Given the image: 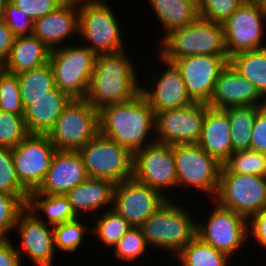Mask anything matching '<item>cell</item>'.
<instances>
[{"label":"cell","instance_id":"8","mask_svg":"<svg viewBox=\"0 0 266 266\" xmlns=\"http://www.w3.org/2000/svg\"><path fill=\"white\" fill-rule=\"evenodd\" d=\"M177 173V187H193L215 198L222 164L197 144L172 145ZM204 191V192H203Z\"/></svg>","mask_w":266,"mask_h":266},{"label":"cell","instance_id":"21","mask_svg":"<svg viewBox=\"0 0 266 266\" xmlns=\"http://www.w3.org/2000/svg\"><path fill=\"white\" fill-rule=\"evenodd\" d=\"M87 178L79 151L57 150L43 182L35 191L47 195H65Z\"/></svg>","mask_w":266,"mask_h":266},{"label":"cell","instance_id":"39","mask_svg":"<svg viewBox=\"0 0 266 266\" xmlns=\"http://www.w3.org/2000/svg\"><path fill=\"white\" fill-rule=\"evenodd\" d=\"M29 195H12L0 191V233L8 237L19 213L27 206Z\"/></svg>","mask_w":266,"mask_h":266},{"label":"cell","instance_id":"43","mask_svg":"<svg viewBox=\"0 0 266 266\" xmlns=\"http://www.w3.org/2000/svg\"><path fill=\"white\" fill-rule=\"evenodd\" d=\"M35 21L58 8L65 0H9Z\"/></svg>","mask_w":266,"mask_h":266},{"label":"cell","instance_id":"38","mask_svg":"<svg viewBox=\"0 0 266 266\" xmlns=\"http://www.w3.org/2000/svg\"><path fill=\"white\" fill-rule=\"evenodd\" d=\"M148 244L143 236L140 227H132L123 237L118 241L114 247L115 256L118 261H135L141 256H144L147 251Z\"/></svg>","mask_w":266,"mask_h":266},{"label":"cell","instance_id":"19","mask_svg":"<svg viewBox=\"0 0 266 266\" xmlns=\"http://www.w3.org/2000/svg\"><path fill=\"white\" fill-rule=\"evenodd\" d=\"M208 105L221 110L230 107L265 106L266 99L253 83L241 76L228 62L218 75Z\"/></svg>","mask_w":266,"mask_h":266},{"label":"cell","instance_id":"4","mask_svg":"<svg viewBox=\"0 0 266 266\" xmlns=\"http://www.w3.org/2000/svg\"><path fill=\"white\" fill-rule=\"evenodd\" d=\"M159 45L158 54L169 62L192 55L228 56L221 23L199 16L191 25L172 31Z\"/></svg>","mask_w":266,"mask_h":266},{"label":"cell","instance_id":"15","mask_svg":"<svg viewBox=\"0 0 266 266\" xmlns=\"http://www.w3.org/2000/svg\"><path fill=\"white\" fill-rule=\"evenodd\" d=\"M208 104L193 102L188 106L155 113L157 142L170 146L197 144Z\"/></svg>","mask_w":266,"mask_h":266},{"label":"cell","instance_id":"26","mask_svg":"<svg viewBox=\"0 0 266 266\" xmlns=\"http://www.w3.org/2000/svg\"><path fill=\"white\" fill-rule=\"evenodd\" d=\"M50 49L37 37L17 36L8 58L1 66L7 72L19 74L49 62Z\"/></svg>","mask_w":266,"mask_h":266},{"label":"cell","instance_id":"31","mask_svg":"<svg viewBox=\"0 0 266 266\" xmlns=\"http://www.w3.org/2000/svg\"><path fill=\"white\" fill-rule=\"evenodd\" d=\"M262 106L230 107L223 111L231 128L232 153L251 149V133L258 110Z\"/></svg>","mask_w":266,"mask_h":266},{"label":"cell","instance_id":"28","mask_svg":"<svg viewBox=\"0 0 266 266\" xmlns=\"http://www.w3.org/2000/svg\"><path fill=\"white\" fill-rule=\"evenodd\" d=\"M27 207L33 211L41 221H46L45 223L51 226L77 218L65 195H47L37 193L34 190L29 193ZM38 211H43V215H46V219L41 218L42 215H38Z\"/></svg>","mask_w":266,"mask_h":266},{"label":"cell","instance_id":"51","mask_svg":"<svg viewBox=\"0 0 266 266\" xmlns=\"http://www.w3.org/2000/svg\"><path fill=\"white\" fill-rule=\"evenodd\" d=\"M263 3H264V6H265V8H266V0H263Z\"/></svg>","mask_w":266,"mask_h":266},{"label":"cell","instance_id":"50","mask_svg":"<svg viewBox=\"0 0 266 266\" xmlns=\"http://www.w3.org/2000/svg\"><path fill=\"white\" fill-rule=\"evenodd\" d=\"M5 237L0 233V241L3 240Z\"/></svg>","mask_w":266,"mask_h":266},{"label":"cell","instance_id":"9","mask_svg":"<svg viewBox=\"0 0 266 266\" xmlns=\"http://www.w3.org/2000/svg\"><path fill=\"white\" fill-rule=\"evenodd\" d=\"M213 200L249 220L266 208V177L231 173L222 164Z\"/></svg>","mask_w":266,"mask_h":266},{"label":"cell","instance_id":"33","mask_svg":"<svg viewBox=\"0 0 266 266\" xmlns=\"http://www.w3.org/2000/svg\"><path fill=\"white\" fill-rule=\"evenodd\" d=\"M97 215L101 216L93 220L96 222L95 226H91V234L97 235L99 242H102V245H106L107 248H114L121 237L132 228V225L111 206L102 214Z\"/></svg>","mask_w":266,"mask_h":266},{"label":"cell","instance_id":"2","mask_svg":"<svg viewBox=\"0 0 266 266\" xmlns=\"http://www.w3.org/2000/svg\"><path fill=\"white\" fill-rule=\"evenodd\" d=\"M125 50L98 54L85 99L97 110L134 99L141 93L137 70Z\"/></svg>","mask_w":266,"mask_h":266},{"label":"cell","instance_id":"16","mask_svg":"<svg viewBox=\"0 0 266 266\" xmlns=\"http://www.w3.org/2000/svg\"><path fill=\"white\" fill-rule=\"evenodd\" d=\"M179 70L186 91L193 102L208 104L228 56L192 55L171 61Z\"/></svg>","mask_w":266,"mask_h":266},{"label":"cell","instance_id":"11","mask_svg":"<svg viewBox=\"0 0 266 266\" xmlns=\"http://www.w3.org/2000/svg\"><path fill=\"white\" fill-rule=\"evenodd\" d=\"M213 203L214 207L207 223L202 220L196 221V236L229 258H233L232 255L237 253L248 240V220L220 206L216 201Z\"/></svg>","mask_w":266,"mask_h":266},{"label":"cell","instance_id":"7","mask_svg":"<svg viewBox=\"0 0 266 266\" xmlns=\"http://www.w3.org/2000/svg\"><path fill=\"white\" fill-rule=\"evenodd\" d=\"M90 178L107 179L118 184L133 175V154L108 137L98 133L80 150Z\"/></svg>","mask_w":266,"mask_h":266},{"label":"cell","instance_id":"6","mask_svg":"<svg viewBox=\"0 0 266 266\" xmlns=\"http://www.w3.org/2000/svg\"><path fill=\"white\" fill-rule=\"evenodd\" d=\"M99 133V111L86 99H71L48 132L57 150L79 151Z\"/></svg>","mask_w":266,"mask_h":266},{"label":"cell","instance_id":"13","mask_svg":"<svg viewBox=\"0 0 266 266\" xmlns=\"http://www.w3.org/2000/svg\"><path fill=\"white\" fill-rule=\"evenodd\" d=\"M132 177L170 199L165 191L177 186L172 146L155 141L137 150L133 154Z\"/></svg>","mask_w":266,"mask_h":266},{"label":"cell","instance_id":"25","mask_svg":"<svg viewBox=\"0 0 266 266\" xmlns=\"http://www.w3.org/2000/svg\"><path fill=\"white\" fill-rule=\"evenodd\" d=\"M114 187L115 184L110 180L88 177L84 182L69 190L65 196L77 217H82L84 213L85 215L93 213L94 219L99 209L107 205L112 207Z\"/></svg>","mask_w":266,"mask_h":266},{"label":"cell","instance_id":"41","mask_svg":"<svg viewBox=\"0 0 266 266\" xmlns=\"http://www.w3.org/2000/svg\"><path fill=\"white\" fill-rule=\"evenodd\" d=\"M0 191L12 195H29L18 181L12 149L6 147H0Z\"/></svg>","mask_w":266,"mask_h":266},{"label":"cell","instance_id":"34","mask_svg":"<svg viewBox=\"0 0 266 266\" xmlns=\"http://www.w3.org/2000/svg\"><path fill=\"white\" fill-rule=\"evenodd\" d=\"M91 233V225L82 222L81 217L53 226L54 247L61 252H75L85 240L84 234Z\"/></svg>","mask_w":266,"mask_h":266},{"label":"cell","instance_id":"48","mask_svg":"<svg viewBox=\"0 0 266 266\" xmlns=\"http://www.w3.org/2000/svg\"><path fill=\"white\" fill-rule=\"evenodd\" d=\"M73 6L80 8L83 6L103 5L106 4L105 0H65Z\"/></svg>","mask_w":266,"mask_h":266},{"label":"cell","instance_id":"46","mask_svg":"<svg viewBox=\"0 0 266 266\" xmlns=\"http://www.w3.org/2000/svg\"><path fill=\"white\" fill-rule=\"evenodd\" d=\"M20 256L9 237L0 241V266H21Z\"/></svg>","mask_w":266,"mask_h":266},{"label":"cell","instance_id":"23","mask_svg":"<svg viewBox=\"0 0 266 266\" xmlns=\"http://www.w3.org/2000/svg\"><path fill=\"white\" fill-rule=\"evenodd\" d=\"M71 99L55 87L46 96L32 100L23 113L29 134L47 135Z\"/></svg>","mask_w":266,"mask_h":266},{"label":"cell","instance_id":"12","mask_svg":"<svg viewBox=\"0 0 266 266\" xmlns=\"http://www.w3.org/2000/svg\"><path fill=\"white\" fill-rule=\"evenodd\" d=\"M79 10L78 35L88 43L84 46L96 55L125 50L120 24L108 3L83 6Z\"/></svg>","mask_w":266,"mask_h":266},{"label":"cell","instance_id":"27","mask_svg":"<svg viewBox=\"0 0 266 266\" xmlns=\"http://www.w3.org/2000/svg\"><path fill=\"white\" fill-rule=\"evenodd\" d=\"M152 10L157 15V19L164 27L161 42L168 34L176 29H180L198 17L197 0H148Z\"/></svg>","mask_w":266,"mask_h":266},{"label":"cell","instance_id":"1","mask_svg":"<svg viewBox=\"0 0 266 266\" xmlns=\"http://www.w3.org/2000/svg\"><path fill=\"white\" fill-rule=\"evenodd\" d=\"M99 133L134 154L156 141L155 112L140 93L130 101L99 110Z\"/></svg>","mask_w":266,"mask_h":266},{"label":"cell","instance_id":"10","mask_svg":"<svg viewBox=\"0 0 266 266\" xmlns=\"http://www.w3.org/2000/svg\"><path fill=\"white\" fill-rule=\"evenodd\" d=\"M265 21L266 8L263 0H245L221 23L228 57L266 47V43H263Z\"/></svg>","mask_w":266,"mask_h":266},{"label":"cell","instance_id":"29","mask_svg":"<svg viewBox=\"0 0 266 266\" xmlns=\"http://www.w3.org/2000/svg\"><path fill=\"white\" fill-rule=\"evenodd\" d=\"M229 63L266 99V47L237 53L229 58Z\"/></svg>","mask_w":266,"mask_h":266},{"label":"cell","instance_id":"40","mask_svg":"<svg viewBox=\"0 0 266 266\" xmlns=\"http://www.w3.org/2000/svg\"><path fill=\"white\" fill-rule=\"evenodd\" d=\"M245 0H197L198 16L212 22L223 23Z\"/></svg>","mask_w":266,"mask_h":266},{"label":"cell","instance_id":"42","mask_svg":"<svg viewBox=\"0 0 266 266\" xmlns=\"http://www.w3.org/2000/svg\"><path fill=\"white\" fill-rule=\"evenodd\" d=\"M1 19L6 23L16 37L30 36L33 33L34 21L10 1L6 3Z\"/></svg>","mask_w":266,"mask_h":266},{"label":"cell","instance_id":"32","mask_svg":"<svg viewBox=\"0 0 266 266\" xmlns=\"http://www.w3.org/2000/svg\"><path fill=\"white\" fill-rule=\"evenodd\" d=\"M181 266H230L229 258L195 236L177 254Z\"/></svg>","mask_w":266,"mask_h":266},{"label":"cell","instance_id":"30","mask_svg":"<svg viewBox=\"0 0 266 266\" xmlns=\"http://www.w3.org/2000/svg\"><path fill=\"white\" fill-rule=\"evenodd\" d=\"M16 76L24 108L31 104L32 100L46 96L55 88L54 75L49 62L38 68L16 74Z\"/></svg>","mask_w":266,"mask_h":266},{"label":"cell","instance_id":"36","mask_svg":"<svg viewBox=\"0 0 266 266\" xmlns=\"http://www.w3.org/2000/svg\"><path fill=\"white\" fill-rule=\"evenodd\" d=\"M28 135L23 115L0 110V147L13 149Z\"/></svg>","mask_w":266,"mask_h":266},{"label":"cell","instance_id":"45","mask_svg":"<svg viewBox=\"0 0 266 266\" xmlns=\"http://www.w3.org/2000/svg\"><path fill=\"white\" fill-rule=\"evenodd\" d=\"M248 222V238L254 237L256 242L266 250V208L252 216Z\"/></svg>","mask_w":266,"mask_h":266},{"label":"cell","instance_id":"47","mask_svg":"<svg viewBox=\"0 0 266 266\" xmlns=\"http://www.w3.org/2000/svg\"><path fill=\"white\" fill-rule=\"evenodd\" d=\"M15 35L6 25V23L0 19V67L4 64L10 50L14 44Z\"/></svg>","mask_w":266,"mask_h":266},{"label":"cell","instance_id":"22","mask_svg":"<svg viewBox=\"0 0 266 266\" xmlns=\"http://www.w3.org/2000/svg\"><path fill=\"white\" fill-rule=\"evenodd\" d=\"M78 30L79 10L64 1L58 8L34 21L32 35L53 50L71 35H78Z\"/></svg>","mask_w":266,"mask_h":266},{"label":"cell","instance_id":"44","mask_svg":"<svg viewBox=\"0 0 266 266\" xmlns=\"http://www.w3.org/2000/svg\"><path fill=\"white\" fill-rule=\"evenodd\" d=\"M251 149L266 154V105L257 112L251 133Z\"/></svg>","mask_w":266,"mask_h":266},{"label":"cell","instance_id":"20","mask_svg":"<svg viewBox=\"0 0 266 266\" xmlns=\"http://www.w3.org/2000/svg\"><path fill=\"white\" fill-rule=\"evenodd\" d=\"M159 61L166 65L163 73L152 74L150 79L154 84L151 89L146 85L141 86V93L148 100L151 108L155 113L164 110L177 109L190 105L193 103L189 97L185 83L181 77L176 66L159 54Z\"/></svg>","mask_w":266,"mask_h":266},{"label":"cell","instance_id":"14","mask_svg":"<svg viewBox=\"0 0 266 266\" xmlns=\"http://www.w3.org/2000/svg\"><path fill=\"white\" fill-rule=\"evenodd\" d=\"M57 149L47 135L29 134L12 149L19 183L30 193L43 182Z\"/></svg>","mask_w":266,"mask_h":266},{"label":"cell","instance_id":"18","mask_svg":"<svg viewBox=\"0 0 266 266\" xmlns=\"http://www.w3.org/2000/svg\"><path fill=\"white\" fill-rule=\"evenodd\" d=\"M20 235L21 248H16L23 262L27 254L36 266H53L55 257L53 226L46 224L27 206L19 213L15 227ZM22 249V250H21ZM22 251V252H21ZM23 253V254H22ZM22 255V256H21Z\"/></svg>","mask_w":266,"mask_h":266},{"label":"cell","instance_id":"24","mask_svg":"<svg viewBox=\"0 0 266 266\" xmlns=\"http://www.w3.org/2000/svg\"><path fill=\"white\" fill-rule=\"evenodd\" d=\"M197 145L221 164L232 154L231 128L223 110L207 108Z\"/></svg>","mask_w":266,"mask_h":266},{"label":"cell","instance_id":"37","mask_svg":"<svg viewBox=\"0 0 266 266\" xmlns=\"http://www.w3.org/2000/svg\"><path fill=\"white\" fill-rule=\"evenodd\" d=\"M0 110L17 115H23L19 84L16 74L0 67Z\"/></svg>","mask_w":266,"mask_h":266},{"label":"cell","instance_id":"35","mask_svg":"<svg viewBox=\"0 0 266 266\" xmlns=\"http://www.w3.org/2000/svg\"><path fill=\"white\" fill-rule=\"evenodd\" d=\"M223 165L231 173L266 177V154L252 149L233 152Z\"/></svg>","mask_w":266,"mask_h":266},{"label":"cell","instance_id":"49","mask_svg":"<svg viewBox=\"0 0 266 266\" xmlns=\"http://www.w3.org/2000/svg\"><path fill=\"white\" fill-rule=\"evenodd\" d=\"M8 1H9V0H0V19H1L2 16H3L4 9H5L6 3H7Z\"/></svg>","mask_w":266,"mask_h":266},{"label":"cell","instance_id":"5","mask_svg":"<svg viewBox=\"0 0 266 266\" xmlns=\"http://www.w3.org/2000/svg\"><path fill=\"white\" fill-rule=\"evenodd\" d=\"M75 46V47H74ZM97 55L88 47L59 46L50 51L55 87L72 99H85Z\"/></svg>","mask_w":266,"mask_h":266},{"label":"cell","instance_id":"17","mask_svg":"<svg viewBox=\"0 0 266 266\" xmlns=\"http://www.w3.org/2000/svg\"><path fill=\"white\" fill-rule=\"evenodd\" d=\"M167 200L159 191L132 177L115 184L112 209L132 227H139Z\"/></svg>","mask_w":266,"mask_h":266},{"label":"cell","instance_id":"3","mask_svg":"<svg viewBox=\"0 0 266 266\" xmlns=\"http://www.w3.org/2000/svg\"><path fill=\"white\" fill-rule=\"evenodd\" d=\"M172 198L139 227L149 247L164 249L174 256L196 236L197 219Z\"/></svg>","mask_w":266,"mask_h":266}]
</instances>
